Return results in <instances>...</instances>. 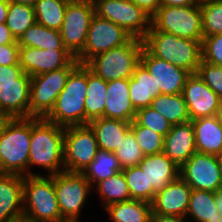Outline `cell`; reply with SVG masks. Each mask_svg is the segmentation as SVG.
Wrapping results in <instances>:
<instances>
[{
    "instance_id": "1",
    "label": "cell",
    "mask_w": 222,
    "mask_h": 222,
    "mask_svg": "<svg viewBox=\"0 0 222 222\" xmlns=\"http://www.w3.org/2000/svg\"><path fill=\"white\" fill-rule=\"evenodd\" d=\"M65 128L43 118L31 117V141L28 176H42L32 170L39 166L47 171V176L65 171L64 167Z\"/></svg>"
},
{
    "instance_id": "2",
    "label": "cell",
    "mask_w": 222,
    "mask_h": 222,
    "mask_svg": "<svg viewBox=\"0 0 222 222\" xmlns=\"http://www.w3.org/2000/svg\"><path fill=\"white\" fill-rule=\"evenodd\" d=\"M144 48L153 56L178 68L196 73L202 60L201 42L156 31L152 26L142 39Z\"/></svg>"
},
{
    "instance_id": "3",
    "label": "cell",
    "mask_w": 222,
    "mask_h": 222,
    "mask_svg": "<svg viewBox=\"0 0 222 222\" xmlns=\"http://www.w3.org/2000/svg\"><path fill=\"white\" fill-rule=\"evenodd\" d=\"M87 85V66L79 64L70 73L53 110L45 119L64 128L85 125Z\"/></svg>"
},
{
    "instance_id": "4",
    "label": "cell",
    "mask_w": 222,
    "mask_h": 222,
    "mask_svg": "<svg viewBox=\"0 0 222 222\" xmlns=\"http://www.w3.org/2000/svg\"><path fill=\"white\" fill-rule=\"evenodd\" d=\"M31 117L12 118L0 138V173L28 176Z\"/></svg>"
},
{
    "instance_id": "5",
    "label": "cell",
    "mask_w": 222,
    "mask_h": 222,
    "mask_svg": "<svg viewBox=\"0 0 222 222\" xmlns=\"http://www.w3.org/2000/svg\"><path fill=\"white\" fill-rule=\"evenodd\" d=\"M23 215L38 222H66L57 202L54 175L24 176Z\"/></svg>"
},
{
    "instance_id": "6",
    "label": "cell",
    "mask_w": 222,
    "mask_h": 222,
    "mask_svg": "<svg viewBox=\"0 0 222 222\" xmlns=\"http://www.w3.org/2000/svg\"><path fill=\"white\" fill-rule=\"evenodd\" d=\"M144 48L143 40L133 37L126 44L91 58L85 65L105 81L130 79Z\"/></svg>"
},
{
    "instance_id": "7",
    "label": "cell",
    "mask_w": 222,
    "mask_h": 222,
    "mask_svg": "<svg viewBox=\"0 0 222 222\" xmlns=\"http://www.w3.org/2000/svg\"><path fill=\"white\" fill-rule=\"evenodd\" d=\"M151 26L156 31L193 39L202 43V20L200 5L160 6L151 17Z\"/></svg>"
},
{
    "instance_id": "8",
    "label": "cell",
    "mask_w": 222,
    "mask_h": 222,
    "mask_svg": "<svg viewBox=\"0 0 222 222\" xmlns=\"http://www.w3.org/2000/svg\"><path fill=\"white\" fill-rule=\"evenodd\" d=\"M80 63L76 58L65 68L32 76L30 82V117L45 119L53 110L70 73Z\"/></svg>"
},
{
    "instance_id": "9",
    "label": "cell",
    "mask_w": 222,
    "mask_h": 222,
    "mask_svg": "<svg viewBox=\"0 0 222 222\" xmlns=\"http://www.w3.org/2000/svg\"><path fill=\"white\" fill-rule=\"evenodd\" d=\"M54 186L60 213L66 222H80V215L93 190L79 172L62 171L54 174Z\"/></svg>"
},
{
    "instance_id": "10",
    "label": "cell",
    "mask_w": 222,
    "mask_h": 222,
    "mask_svg": "<svg viewBox=\"0 0 222 222\" xmlns=\"http://www.w3.org/2000/svg\"><path fill=\"white\" fill-rule=\"evenodd\" d=\"M95 14L143 39L151 28V16L129 0H93Z\"/></svg>"
},
{
    "instance_id": "11",
    "label": "cell",
    "mask_w": 222,
    "mask_h": 222,
    "mask_svg": "<svg viewBox=\"0 0 222 222\" xmlns=\"http://www.w3.org/2000/svg\"><path fill=\"white\" fill-rule=\"evenodd\" d=\"M99 150L95 134L88 124L65 127L63 147L65 171L82 173Z\"/></svg>"
},
{
    "instance_id": "12",
    "label": "cell",
    "mask_w": 222,
    "mask_h": 222,
    "mask_svg": "<svg viewBox=\"0 0 222 222\" xmlns=\"http://www.w3.org/2000/svg\"><path fill=\"white\" fill-rule=\"evenodd\" d=\"M95 15L93 0L68 3L62 26L59 30L64 47L76 58L87 41L88 29Z\"/></svg>"
},
{
    "instance_id": "13",
    "label": "cell",
    "mask_w": 222,
    "mask_h": 222,
    "mask_svg": "<svg viewBox=\"0 0 222 222\" xmlns=\"http://www.w3.org/2000/svg\"><path fill=\"white\" fill-rule=\"evenodd\" d=\"M132 38L133 36L124 28L95 14L89 25L84 50L76 57V60L80 64H86L94 56L122 46Z\"/></svg>"
},
{
    "instance_id": "14",
    "label": "cell",
    "mask_w": 222,
    "mask_h": 222,
    "mask_svg": "<svg viewBox=\"0 0 222 222\" xmlns=\"http://www.w3.org/2000/svg\"><path fill=\"white\" fill-rule=\"evenodd\" d=\"M179 176L191 189L216 192L222 189L217 157L195 152L179 169Z\"/></svg>"
},
{
    "instance_id": "15",
    "label": "cell",
    "mask_w": 222,
    "mask_h": 222,
    "mask_svg": "<svg viewBox=\"0 0 222 222\" xmlns=\"http://www.w3.org/2000/svg\"><path fill=\"white\" fill-rule=\"evenodd\" d=\"M140 62L156 83V97L160 94H181L190 73L163 59L151 55L143 48Z\"/></svg>"
},
{
    "instance_id": "16",
    "label": "cell",
    "mask_w": 222,
    "mask_h": 222,
    "mask_svg": "<svg viewBox=\"0 0 222 222\" xmlns=\"http://www.w3.org/2000/svg\"><path fill=\"white\" fill-rule=\"evenodd\" d=\"M75 58L68 50L20 47L19 65L30 77L67 67Z\"/></svg>"
},
{
    "instance_id": "17",
    "label": "cell",
    "mask_w": 222,
    "mask_h": 222,
    "mask_svg": "<svg viewBox=\"0 0 222 222\" xmlns=\"http://www.w3.org/2000/svg\"><path fill=\"white\" fill-rule=\"evenodd\" d=\"M182 95L191 121L216 115L220 97L203 82L197 73L188 76Z\"/></svg>"
},
{
    "instance_id": "18",
    "label": "cell",
    "mask_w": 222,
    "mask_h": 222,
    "mask_svg": "<svg viewBox=\"0 0 222 222\" xmlns=\"http://www.w3.org/2000/svg\"><path fill=\"white\" fill-rule=\"evenodd\" d=\"M191 187L179 176L157 192L151 202L152 213L185 217Z\"/></svg>"
},
{
    "instance_id": "19",
    "label": "cell",
    "mask_w": 222,
    "mask_h": 222,
    "mask_svg": "<svg viewBox=\"0 0 222 222\" xmlns=\"http://www.w3.org/2000/svg\"><path fill=\"white\" fill-rule=\"evenodd\" d=\"M24 176L0 173V222H14L23 215Z\"/></svg>"
},
{
    "instance_id": "20",
    "label": "cell",
    "mask_w": 222,
    "mask_h": 222,
    "mask_svg": "<svg viewBox=\"0 0 222 222\" xmlns=\"http://www.w3.org/2000/svg\"><path fill=\"white\" fill-rule=\"evenodd\" d=\"M195 152V135L192 121L172 125L164 137L163 153L181 167Z\"/></svg>"
},
{
    "instance_id": "21",
    "label": "cell",
    "mask_w": 222,
    "mask_h": 222,
    "mask_svg": "<svg viewBox=\"0 0 222 222\" xmlns=\"http://www.w3.org/2000/svg\"><path fill=\"white\" fill-rule=\"evenodd\" d=\"M129 96V79L108 81L104 117L131 123L136 110Z\"/></svg>"
},
{
    "instance_id": "22",
    "label": "cell",
    "mask_w": 222,
    "mask_h": 222,
    "mask_svg": "<svg viewBox=\"0 0 222 222\" xmlns=\"http://www.w3.org/2000/svg\"><path fill=\"white\" fill-rule=\"evenodd\" d=\"M138 166L146 174L147 187H152L155 194L179 177L180 167L163 152L145 155Z\"/></svg>"
},
{
    "instance_id": "23",
    "label": "cell",
    "mask_w": 222,
    "mask_h": 222,
    "mask_svg": "<svg viewBox=\"0 0 222 222\" xmlns=\"http://www.w3.org/2000/svg\"><path fill=\"white\" fill-rule=\"evenodd\" d=\"M197 152L219 155L222 152V123L217 116L192 120Z\"/></svg>"
},
{
    "instance_id": "24",
    "label": "cell",
    "mask_w": 222,
    "mask_h": 222,
    "mask_svg": "<svg viewBox=\"0 0 222 222\" xmlns=\"http://www.w3.org/2000/svg\"><path fill=\"white\" fill-rule=\"evenodd\" d=\"M130 122L110 118H96L88 122L100 150L114 152L130 130Z\"/></svg>"
},
{
    "instance_id": "25",
    "label": "cell",
    "mask_w": 222,
    "mask_h": 222,
    "mask_svg": "<svg viewBox=\"0 0 222 222\" xmlns=\"http://www.w3.org/2000/svg\"><path fill=\"white\" fill-rule=\"evenodd\" d=\"M30 92V84L0 85V111L12 118H29Z\"/></svg>"
},
{
    "instance_id": "26",
    "label": "cell",
    "mask_w": 222,
    "mask_h": 222,
    "mask_svg": "<svg viewBox=\"0 0 222 222\" xmlns=\"http://www.w3.org/2000/svg\"><path fill=\"white\" fill-rule=\"evenodd\" d=\"M129 92V98L135 110L150 107L152 100L156 97V83L141 62L129 79Z\"/></svg>"
},
{
    "instance_id": "27",
    "label": "cell",
    "mask_w": 222,
    "mask_h": 222,
    "mask_svg": "<svg viewBox=\"0 0 222 222\" xmlns=\"http://www.w3.org/2000/svg\"><path fill=\"white\" fill-rule=\"evenodd\" d=\"M185 217L189 222H220L222 215L217 211L215 192L192 189Z\"/></svg>"
},
{
    "instance_id": "28",
    "label": "cell",
    "mask_w": 222,
    "mask_h": 222,
    "mask_svg": "<svg viewBox=\"0 0 222 222\" xmlns=\"http://www.w3.org/2000/svg\"><path fill=\"white\" fill-rule=\"evenodd\" d=\"M87 93L85 98V125L89 121L104 117L107 81L87 67Z\"/></svg>"
},
{
    "instance_id": "29",
    "label": "cell",
    "mask_w": 222,
    "mask_h": 222,
    "mask_svg": "<svg viewBox=\"0 0 222 222\" xmlns=\"http://www.w3.org/2000/svg\"><path fill=\"white\" fill-rule=\"evenodd\" d=\"M20 47H33L42 50H67L62 42L60 32L39 23L30 26L17 40Z\"/></svg>"
},
{
    "instance_id": "30",
    "label": "cell",
    "mask_w": 222,
    "mask_h": 222,
    "mask_svg": "<svg viewBox=\"0 0 222 222\" xmlns=\"http://www.w3.org/2000/svg\"><path fill=\"white\" fill-rule=\"evenodd\" d=\"M104 210L109 222H146L152 213L150 202L135 199L111 204Z\"/></svg>"
},
{
    "instance_id": "31",
    "label": "cell",
    "mask_w": 222,
    "mask_h": 222,
    "mask_svg": "<svg viewBox=\"0 0 222 222\" xmlns=\"http://www.w3.org/2000/svg\"><path fill=\"white\" fill-rule=\"evenodd\" d=\"M150 107L165 117L171 125L191 121L182 93L160 94L152 100Z\"/></svg>"
},
{
    "instance_id": "32",
    "label": "cell",
    "mask_w": 222,
    "mask_h": 222,
    "mask_svg": "<svg viewBox=\"0 0 222 222\" xmlns=\"http://www.w3.org/2000/svg\"><path fill=\"white\" fill-rule=\"evenodd\" d=\"M93 190L100 197L103 209L107 206L131 200L130 191L122 171L98 182Z\"/></svg>"
},
{
    "instance_id": "33",
    "label": "cell",
    "mask_w": 222,
    "mask_h": 222,
    "mask_svg": "<svg viewBox=\"0 0 222 222\" xmlns=\"http://www.w3.org/2000/svg\"><path fill=\"white\" fill-rule=\"evenodd\" d=\"M122 171L119 160L114 152L99 150L91 164L82 174L92 187L98 182Z\"/></svg>"
},
{
    "instance_id": "34",
    "label": "cell",
    "mask_w": 222,
    "mask_h": 222,
    "mask_svg": "<svg viewBox=\"0 0 222 222\" xmlns=\"http://www.w3.org/2000/svg\"><path fill=\"white\" fill-rule=\"evenodd\" d=\"M67 4L62 0H37L34 5L36 22L47 28L59 31Z\"/></svg>"
},
{
    "instance_id": "35",
    "label": "cell",
    "mask_w": 222,
    "mask_h": 222,
    "mask_svg": "<svg viewBox=\"0 0 222 222\" xmlns=\"http://www.w3.org/2000/svg\"><path fill=\"white\" fill-rule=\"evenodd\" d=\"M5 23L15 39L18 40L30 26L36 23L34 7L9 1Z\"/></svg>"
},
{
    "instance_id": "36",
    "label": "cell",
    "mask_w": 222,
    "mask_h": 222,
    "mask_svg": "<svg viewBox=\"0 0 222 222\" xmlns=\"http://www.w3.org/2000/svg\"><path fill=\"white\" fill-rule=\"evenodd\" d=\"M122 172L125 176L131 199L151 203L155 193L152 187H147L145 172L139 166L125 168Z\"/></svg>"
},
{
    "instance_id": "37",
    "label": "cell",
    "mask_w": 222,
    "mask_h": 222,
    "mask_svg": "<svg viewBox=\"0 0 222 222\" xmlns=\"http://www.w3.org/2000/svg\"><path fill=\"white\" fill-rule=\"evenodd\" d=\"M203 37L222 34V0L200 4Z\"/></svg>"
},
{
    "instance_id": "38",
    "label": "cell",
    "mask_w": 222,
    "mask_h": 222,
    "mask_svg": "<svg viewBox=\"0 0 222 222\" xmlns=\"http://www.w3.org/2000/svg\"><path fill=\"white\" fill-rule=\"evenodd\" d=\"M130 130L134 134L144 155L159 154L163 152L164 136L138 125L134 120L130 124Z\"/></svg>"
},
{
    "instance_id": "39",
    "label": "cell",
    "mask_w": 222,
    "mask_h": 222,
    "mask_svg": "<svg viewBox=\"0 0 222 222\" xmlns=\"http://www.w3.org/2000/svg\"><path fill=\"white\" fill-rule=\"evenodd\" d=\"M123 169L138 166L144 159V154L131 130H129L119 147L114 151Z\"/></svg>"
},
{
    "instance_id": "40",
    "label": "cell",
    "mask_w": 222,
    "mask_h": 222,
    "mask_svg": "<svg viewBox=\"0 0 222 222\" xmlns=\"http://www.w3.org/2000/svg\"><path fill=\"white\" fill-rule=\"evenodd\" d=\"M134 121L140 125L147 127L164 137L170 132L172 125L165 117L153 110L151 107H145L136 110Z\"/></svg>"
},
{
    "instance_id": "41",
    "label": "cell",
    "mask_w": 222,
    "mask_h": 222,
    "mask_svg": "<svg viewBox=\"0 0 222 222\" xmlns=\"http://www.w3.org/2000/svg\"><path fill=\"white\" fill-rule=\"evenodd\" d=\"M203 82L212 89L220 98H222V67L200 62V66L196 72Z\"/></svg>"
},
{
    "instance_id": "42",
    "label": "cell",
    "mask_w": 222,
    "mask_h": 222,
    "mask_svg": "<svg viewBox=\"0 0 222 222\" xmlns=\"http://www.w3.org/2000/svg\"><path fill=\"white\" fill-rule=\"evenodd\" d=\"M202 61L222 67V34L203 37Z\"/></svg>"
},
{
    "instance_id": "43",
    "label": "cell",
    "mask_w": 222,
    "mask_h": 222,
    "mask_svg": "<svg viewBox=\"0 0 222 222\" xmlns=\"http://www.w3.org/2000/svg\"><path fill=\"white\" fill-rule=\"evenodd\" d=\"M31 77L24 72L19 64L0 65V85L7 84H30Z\"/></svg>"
},
{
    "instance_id": "44",
    "label": "cell",
    "mask_w": 222,
    "mask_h": 222,
    "mask_svg": "<svg viewBox=\"0 0 222 222\" xmlns=\"http://www.w3.org/2000/svg\"><path fill=\"white\" fill-rule=\"evenodd\" d=\"M19 49L18 43L0 45V65L19 64Z\"/></svg>"
},
{
    "instance_id": "45",
    "label": "cell",
    "mask_w": 222,
    "mask_h": 222,
    "mask_svg": "<svg viewBox=\"0 0 222 222\" xmlns=\"http://www.w3.org/2000/svg\"><path fill=\"white\" fill-rule=\"evenodd\" d=\"M138 7L142 8L151 17L157 12L161 6V0H129Z\"/></svg>"
},
{
    "instance_id": "46",
    "label": "cell",
    "mask_w": 222,
    "mask_h": 222,
    "mask_svg": "<svg viewBox=\"0 0 222 222\" xmlns=\"http://www.w3.org/2000/svg\"><path fill=\"white\" fill-rule=\"evenodd\" d=\"M153 222H189L186 217L151 213Z\"/></svg>"
},
{
    "instance_id": "47",
    "label": "cell",
    "mask_w": 222,
    "mask_h": 222,
    "mask_svg": "<svg viewBox=\"0 0 222 222\" xmlns=\"http://www.w3.org/2000/svg\"><path fill=\"white\" fill-rule=\"evenodd\" d=\"M17 43V40L10 32L9 28L6 26V23L0 24V45Z\"/></svg>"
},
{
    "instance_id": "48",
    "label": "cell",
    "mask_w": 222,
    "mask_h": 222,
    "mask_svg": "<svg viewBox=\"0 0 222 222\" xmlns=\"http://www.w3.org/2000/svg\"><path fill=\"white\" fill-rule=\"evenodd\" d=\"M199 5L197 0H161V6H191Z\"/></svg>"
},
{
    "instance_id": "49",
    "label": "cell",
    "mask_w": 222,
    "mask_h": 222,
    "mask_svg": "<svg viewBox=\"0 0 222 222\" xmlns=\"http://www.w3.org/2000/svg\"><path fill=\"white\" fill-rule=\"evenodd\" d=\"M9 9V0H0V24L6 22Z\"/></svg>"
},
{
    "instance_id": "50",
    "label": "cell",
    "mask_w": 222,
    "mask_h": 222,
    "mask_svg": "<svg viewBox=\"0 0 222 222\" xmlns=\"http://www.w3.org/2000/svg\"><path fill=\"white\" fill-rule=\"evenodd\" d=\"M11 119L12 117L9 114L0 111V138Z\"/></svg>"
},
{
    "instance_id": "51",
    "label": "cell",
    "mask_w": 222,
    "mask_h": 222,
    "mask_svg": "<svg viewBox=\"0 0 222 222\" xmlns=\"http://www.w3.org/2000/svg\"><path fill=\"white\" fill-rule=\"evenodd\" d=\"M217 211L222 215V189L215 192Z\"/></svg>"
},
{
    "instance_id": "52",
    "label": "cell",
    "mask_w": 222,
    "mask_h": 222,
    "mask_svg": "<svg viewBox=\"0 0 222 222\" xmlns=\"http://www.w3.org/2000/svg\"><path fill=\"white\" fill-rule=\"evenodd\" d=\"M9 1L17 4L29 5L34 7L37 0H9Z\"/></svg>"
},
{
    "instance_id": "53",
    "label": "cell",
    "mask_w": 222,
    "mask_h": 222,
    "mask_svg": "<svg viewBox=\"0 0 222 222\" xmlns=\"http://www.w3.org/2000/svg\"><path fill=\"white\" fill-rule=\"evenodd\" d=\"M216 116L219 119V121L222 123V98L219 99Z\"/></svg>"
},
{
    "instance_id": "54",
    "label": "cell",
    "mask_w": 222,
    "mask_h": 222,
    "mask_svg": "<svg viewBox=\"0 0 222 222\" xmlns=\"http://www.w3.org/2000/svg\"><path fill=\"white\" fill-rule=\"evenodd\" d=\"M14 222H38V221L22 215L21 217L16 219Z\"/></svg>"
},
{
    "instance_id": "55",
    "label": "cell",
    "mask_w": 222,
    "mask_h": 222,
    "mask_svg": "<svg viewBox=\"0 0 222 222\" xmlns=\"http://www.w3.org/2000/svg\"><path fill=\"white\" fill-rule=\"evenodd\" d=\"M217 157V162L219 165V171L221 173V178H222V152L216 156Z\"/></svg>"
},
{
    "instance_id": "56",
    "label": "cell",
    "mask_w": 222,
    "mask_h": 222,
    "mask_svg": "<svg viewBox=\"0 0 222 222\" xmlns=\"http://www.w3.org/2000/svg\"><path fill=\"white\" fill-rule=\"evenodd\" d=\"M211 1H218V0H197V4H202V3H205V2H211Z\"/></svg>"
},
{
    "instance_id": "57",
    "label": "cell",
    "mask_w": 222,
    "mask_h": 222,
    "mask_svg": "<svg viewBox=\"0 0 222 222\" xmlns=\"http://www.w3.org/2000/svg\"><path fill=\"white\" fill-rule=\"evenodd\" d=\"M62 1H65L67 3H78V2H81L83 0H62Z\"/></svg>"
},
{
    "instance_id": "58",
    "label": "cell",
    "mask_w": 222,
    "mask_h": 222,
    "mask_svg": "<svg viewBox=\"0 0 222 222\" xmlns=\"http://www.w3.org/2000/svg\"><path fill=\"white\" fill-rule=\"evenodd\" d=\"M146 222H153L151 217Z\"/></svg>"
}]
</instances>
